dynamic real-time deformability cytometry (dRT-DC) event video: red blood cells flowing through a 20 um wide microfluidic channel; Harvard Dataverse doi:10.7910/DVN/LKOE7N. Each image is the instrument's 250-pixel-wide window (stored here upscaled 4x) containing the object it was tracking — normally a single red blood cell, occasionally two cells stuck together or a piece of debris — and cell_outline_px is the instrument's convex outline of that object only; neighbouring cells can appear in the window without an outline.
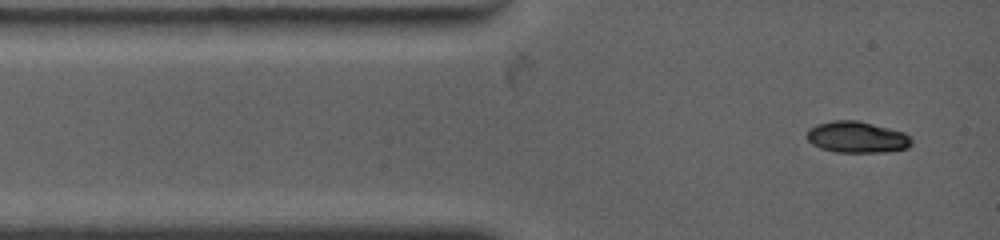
{"species": "common noctule bat (a hibernating species)", "species_latin": "Nyctalus noctula", "temperature_condition": "warm", "stored_images_in_passage": 37, "camera_frame_rate_fps": 4500, "um_per_image_px": 0.085, "animal": {"sex": "female", "body_mass_g": 19.0, "forearm_length_mm": 53.3}, "frame": {"image": 1, "passage_image": 1, "time_ms": 0.0, "image_size_px": [1000, 240], "cell_outline_px": [[912, 144], [908, 148], [884, 152], [836, 152], [820, 148], [812, 144], [808, 140], [808, 128], [816, 124], [832, 120], [856, 120], [904, 132], [912, 140]], "centroid_in_image_um": [72.82, 11.66], "position_along_channel_um": 12.2, "area_um2": 19.07}}
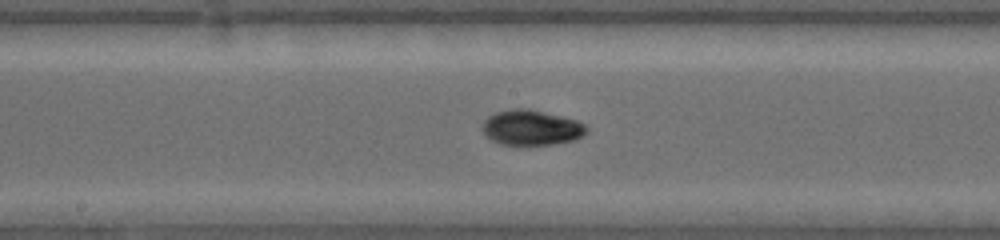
{"frame": {"image": 2, "passage_image": 11, "time_ms": 5.778, "image_size_px": [1000, 240], "cell_outline_px": [[588, 132], [584, 136], [576, 140], [528, 148], [500, 144], [492, 140], [480, 128], [484, 120], [488, 116], [496, 112], [512, 108], [528, 108], [576, 120], [584, 124], [588, 128]], "centroid_in_image_um": [45.16, 10.89], "position_along_channel_um": 203.0, "area_um2": 22.14}}
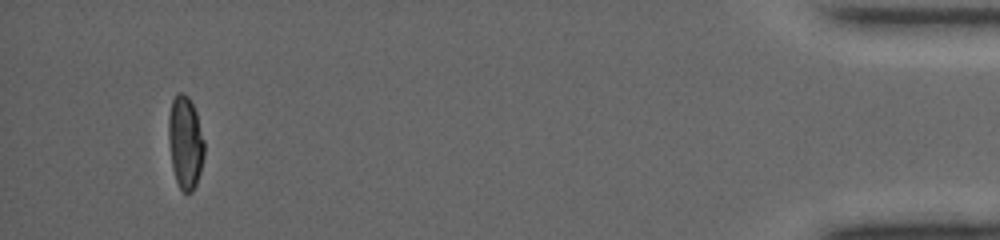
{"frame": {"image": 3, "passage_image": 32, "time_ms": 14.222, "image_size_px": [1000, 240], "cell_outline_px": [[204, 156], [200, 172], [196, 184], [192, 192], [184, 192], [180, 188], [176, 180], [172, 168], [168, 140], [168, 116], [172, 100], [176, 92], [184, 92], [188, 96], [196, 112], [204, 140]], "centroid_in_image_um": [15.74, 12.07], "position_along_channel_um": 419.5, "area_um2": 19.48}}